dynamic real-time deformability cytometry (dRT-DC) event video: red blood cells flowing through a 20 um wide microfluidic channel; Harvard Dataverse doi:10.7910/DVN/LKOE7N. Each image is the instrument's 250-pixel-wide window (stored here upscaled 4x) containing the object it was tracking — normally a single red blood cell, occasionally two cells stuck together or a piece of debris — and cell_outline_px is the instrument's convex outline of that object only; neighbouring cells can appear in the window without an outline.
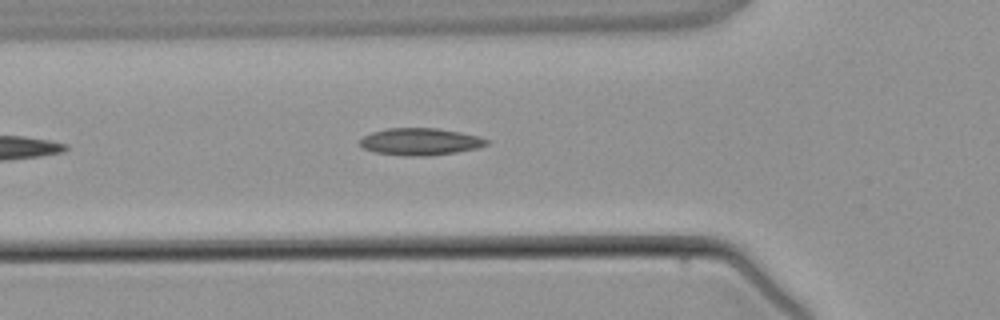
{"species": "common noctule bat (a hibernating species)", "species_latin": "Nyctalus noctula", "temperature_condition": "warm", "stored_images_in_passage": 4, "camera_frame_rate_fps": 3000, "um_per_image_px": 0.085, "animal": {"sex": "male", "body_mass_g": 21.5, "forearm_length_mm": 52.0}, "frame": {"image": 1, "passage_image": 4, "time_ms": 3.667, "image_size_px": [1000, 320], "cell_outline_px": [[492, 140], [488, 144], [476, 148], [456, 152], [428, 156], [404, 156], [376, 152], [364, 148], [356, 144], [364, 136], [372, 132], [388, 128], [440, 128], [480, 136]], "centroid_in_image_um": [35.74, 12.04], "position_along_channel_um": 90.1, "area_um2": 20.17}}